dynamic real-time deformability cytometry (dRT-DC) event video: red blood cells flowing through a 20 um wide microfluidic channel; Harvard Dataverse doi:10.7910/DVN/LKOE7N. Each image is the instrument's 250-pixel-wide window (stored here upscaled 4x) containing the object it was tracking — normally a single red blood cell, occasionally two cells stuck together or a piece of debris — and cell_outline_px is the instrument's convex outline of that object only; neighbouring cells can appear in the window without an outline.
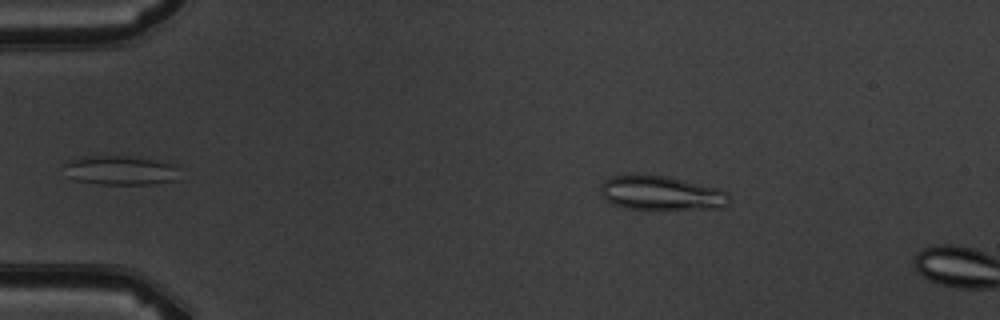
{"species": "common noctule bat (a hibernating species)", "species_latin": "Nyctalus noctula", "temperature_condition": "warm", "stored_images_in_passage": 2, "camera_frame_rate_fps": 3000, "um_per_image_px": 0.085, "animal": {"sex": "male", "body_mass_g": 19.5, "forearm_length_mm": 54.6}, "frame": {"image": 1, "passage_image": 1, "time_ms": 0.0, "image_size_px": [1000, 320], "cell_outline_px": [[728, 204], [724, 208], [624, 208], [612, 204], [604, 200], [600, 192], [600, 188], [604, 180], [612, 176], [640, 172], [668, 176], [720, 188], [728, 192]], "centroid_in_image_um": [56.15, 16.36], "position_along_channel_um": 28.8, "area_um2": 26.07}}